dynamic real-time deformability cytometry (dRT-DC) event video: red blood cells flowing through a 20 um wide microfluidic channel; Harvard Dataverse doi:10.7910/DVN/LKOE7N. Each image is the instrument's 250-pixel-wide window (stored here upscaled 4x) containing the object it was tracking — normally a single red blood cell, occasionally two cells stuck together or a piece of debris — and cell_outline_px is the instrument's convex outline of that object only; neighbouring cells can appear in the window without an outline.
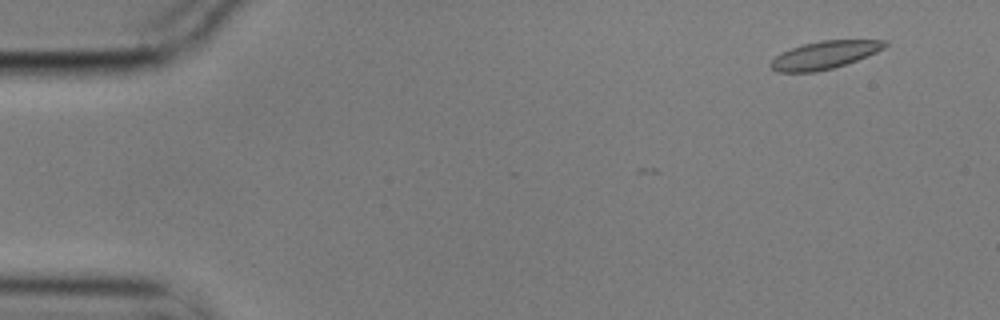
{"species": "common noctule bat (a hibernating species)", "species_latin": "Nyctalus noctula", "temperature_condition": "cold", "stored_images_in_passage": 9, "camera_frame_rate_fps": 3000, "um_per_image_px": 0.085, "animal": {"sex": "male", "body_mass_g": 17.9}, "frame": {"image": 1, "passage_image": 2, "time_ms": 0.333, "image_size_px": [1000, 320], "cell_outline_px": [[888, 44], [884, 48], [876, 52], [856, 60], [832, 68], [816, 72], [776, 72], [768, 64], [780, 52], [804, 44], [820, 40], [888, 40]], "centroid_in_image_um": [70.06, 4.67], "position_along_channel_um": 14.9, "area_um2": 18.38}}
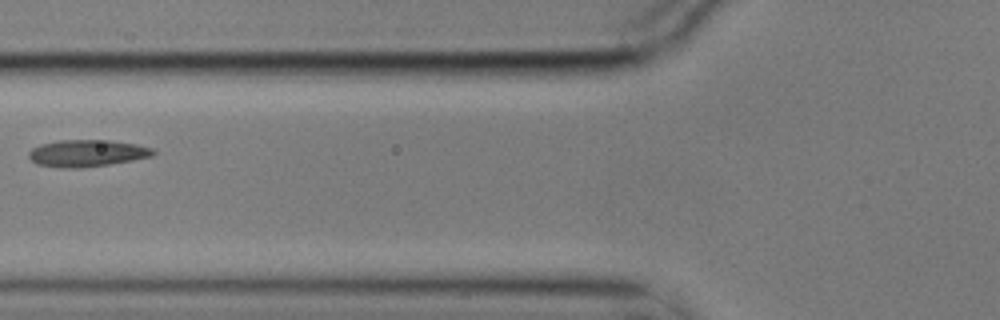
{"frame": {"image": 2, "passage_image": 7, "time_ms": 2.0, "image_size_px": [1000, 320], "cell_outline_px": [[156, 152], [152, 156], [132, 160], [108, 164], [80, 168], [60, 168], [36, 164], [28, 156], [28, 152], [32, 148], [40, 144], [56, 140], [108, 140], [136, 144], [152, 148]], "centroid_in_image_um": [7.35, 13.02], "position_along_channel_um": 118.4, "area_um2": 19.54}}
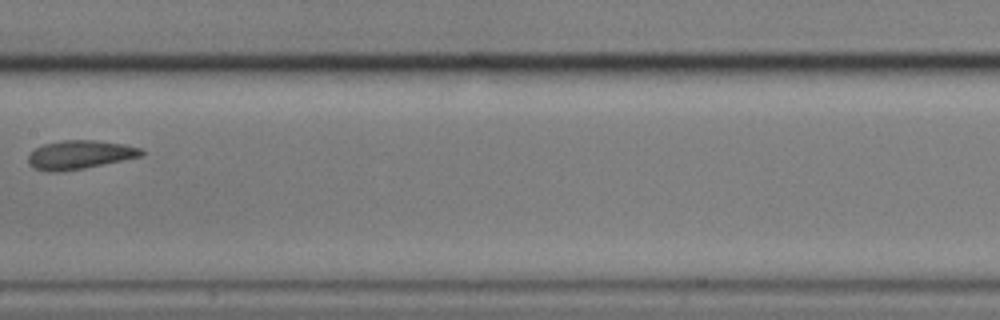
{"frame": {"image": 3, "passage_image": 9, "time_ms": 2.667, "image_size_px": [1000, 320], "cell_outline_px": [[144, 156], [84, 168], [56, 172], [52, 172], [32, 168], [28, 164], [28, 156], [36, 148], [44, 144], [64, 140], [92, 140], [124, 144], [140, 148], [144, 152]], "centroid_in_image_um": [6.78, 13.16], "position_along_channel_um": 200.6, "area_um2": 18.84}}